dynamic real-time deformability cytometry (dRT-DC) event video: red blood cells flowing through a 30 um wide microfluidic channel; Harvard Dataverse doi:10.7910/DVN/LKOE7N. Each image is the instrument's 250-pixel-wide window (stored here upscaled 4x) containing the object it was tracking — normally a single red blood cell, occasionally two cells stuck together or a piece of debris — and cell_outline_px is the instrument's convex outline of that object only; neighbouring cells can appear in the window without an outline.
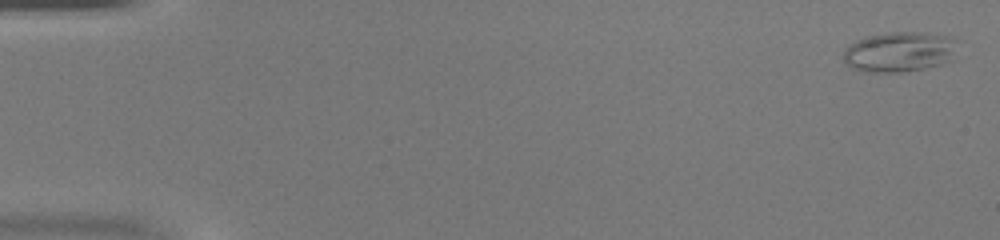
{"species": "common noctule bat (a hibernating species)", "species_latin": "Nyctalus noctula", "temperature_condition": "warm", "stored_images_in_passage": 47, "camera_frame_rate_fps": 3000, "um_per_image_px": 0.085, "animal": {"sex": "female", "body_mass_g": 20.0, "forearm_length_mm": 54.0}, "frame": {"image": 1, "passage_image": 1, "time_ms": 0.0, "image_size_px": [1000, 240], "cell_outline_px": [[956, 40], [952, 60], [940, 64], [908, 72], [868, 72], [852, 68], [844, 60], [844, 48], [848, 44], [856, 40], [868, 36], [888, 32], [928, 32], [948, 36]], "centroid_in_image_um": [76.43, 4.4], "position_along_channel_um": 8.6, "area_um2": 26.82}}
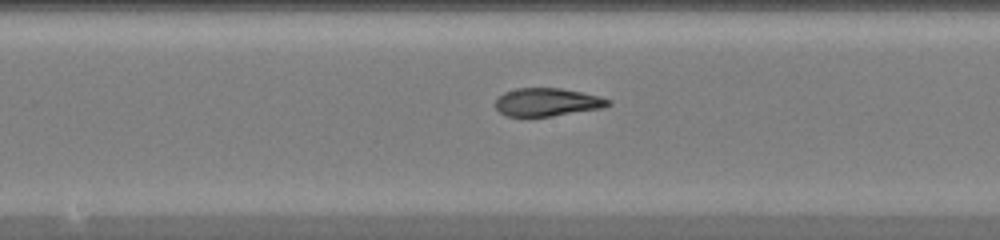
{"frame": {"image": 2, "passage_image": 25, "time_ms": 8.0, "image_size_px": [1000, 240], "cell_outline_px": [[612, 104], [604, 108], [552, 116], [504, 116], [496, 108], [496, 96], [504, 92], [516, 88], [560, 88], [600, 96], [612, 100]], "centroid_in_image_um": [46.52, 8.68], "position_along_channel_um": 201.7, "area_um2": 18.61}}
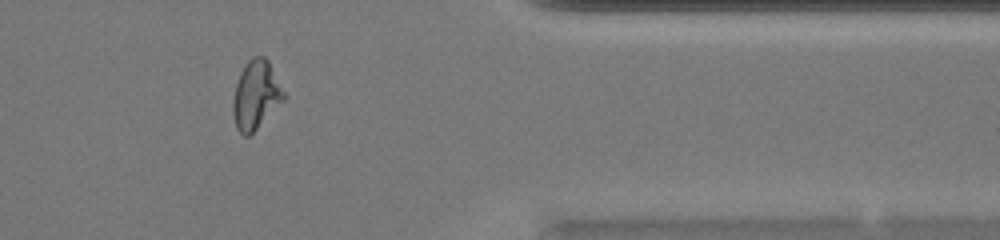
{"frame": {"image": 3, "passage_image": 39, "time_ms": 12.667, "image_size_px": [1000, 240], "cell_outline_px": [[288, 96], [248, 136], [244, 136], [236, 128], [232, 112], [232, 104], [236, 84], [240, 72], [248, 60], [252, 56], [264, 56], [268, 60]], "centroid_in_image_um": [21.76, 8.04], "position_along_channel_um": 389.6, "area_um2": 20.29}}